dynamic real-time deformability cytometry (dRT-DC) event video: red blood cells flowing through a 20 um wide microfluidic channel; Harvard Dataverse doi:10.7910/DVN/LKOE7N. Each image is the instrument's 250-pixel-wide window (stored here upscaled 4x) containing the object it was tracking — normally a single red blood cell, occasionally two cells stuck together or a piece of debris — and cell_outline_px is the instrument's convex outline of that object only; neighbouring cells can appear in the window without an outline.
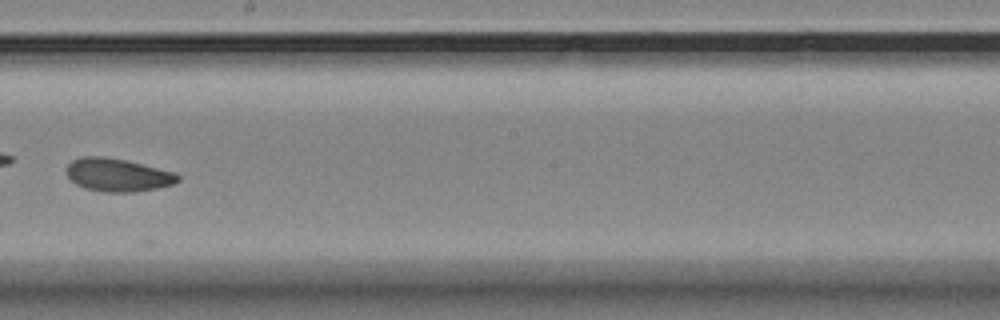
{"species": "Egyptian fruit bat (a non-hibernating species)", "species_latin": "Rousettus aegyptiacus", "temperature_condition": "room temperature", "stored_images_in_passage": 9, "camera_frame_rate_fps": 3000, "um_per_image_px": 0.085, "animal": {"sex": "female"}, "frame": {"image": 1, "passage_image": 5, "time_ms": 1.333, "image_size_px": [1000, 320], "cell_outline_px": [[180, 180], [172, 184], [156, 188], [136, 192], [104, 192], [84, 188], [76, 184], [68, 176], [68, 164], [72, 160], [84, 156], [104, 156], [124, 160], [176, 172], [180, 176]], "centroid_in_image_um": [10.02, 14.87], "position_along_channel_um": 238.2, "area_um2": 21.33}}
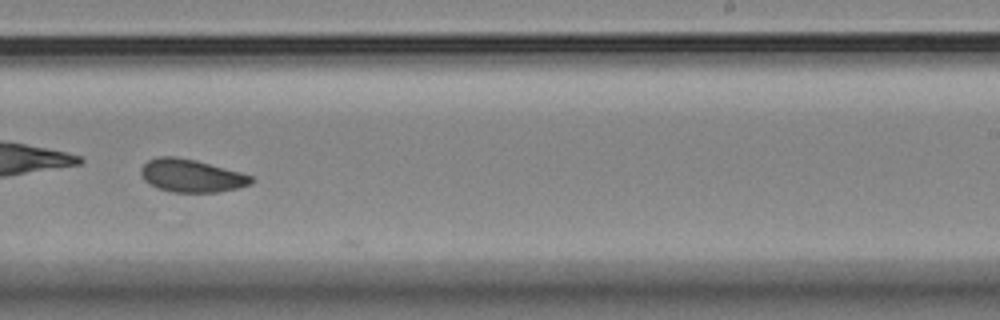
{"frame": {"image": 2, "passage_image": 6, "time_ms": 1.667, "image_size_px": [1000, 320], "cell_outline_px": [[252, 184], [220, 192], [172, 192], [148, 184], [144, 180], [140, 172], [140, 168], [148, 160], [156, 156], [176, 156], [196, 160], [240, 172], [252, 176]], "centroid_in_image_um": [16.24, 14.92], "position_along_channel_um": 272.8, "area_um2": 21.15}}
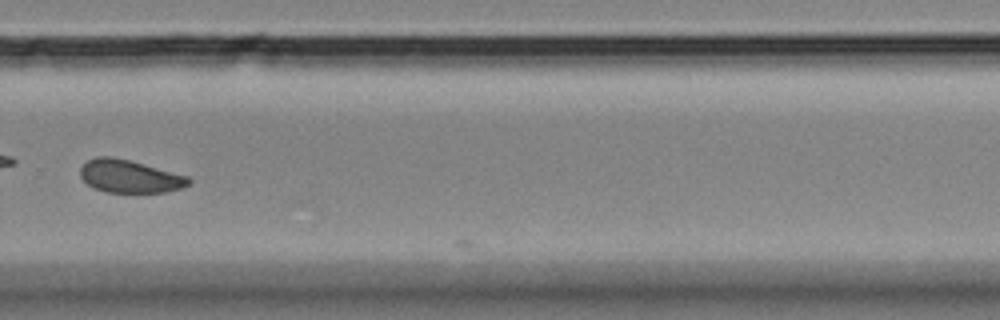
{"frame": {"image": 3, "passage_image": 7, "time_ms": 2.0, "image_size_px": [1000, 320], "cell_outline_px": [[192, 184], [184, 188], [168, 192], [104, 192], [92, 188], [80, 176], [80, 168], [88, 160], [96, 156], [112, 156], [128, 160], [188, 176], [192, 180]], "centroid_in_image_um": [11.04, 15.0], "position_along_channel_um": 318.8, "area_um2": 20.87}}